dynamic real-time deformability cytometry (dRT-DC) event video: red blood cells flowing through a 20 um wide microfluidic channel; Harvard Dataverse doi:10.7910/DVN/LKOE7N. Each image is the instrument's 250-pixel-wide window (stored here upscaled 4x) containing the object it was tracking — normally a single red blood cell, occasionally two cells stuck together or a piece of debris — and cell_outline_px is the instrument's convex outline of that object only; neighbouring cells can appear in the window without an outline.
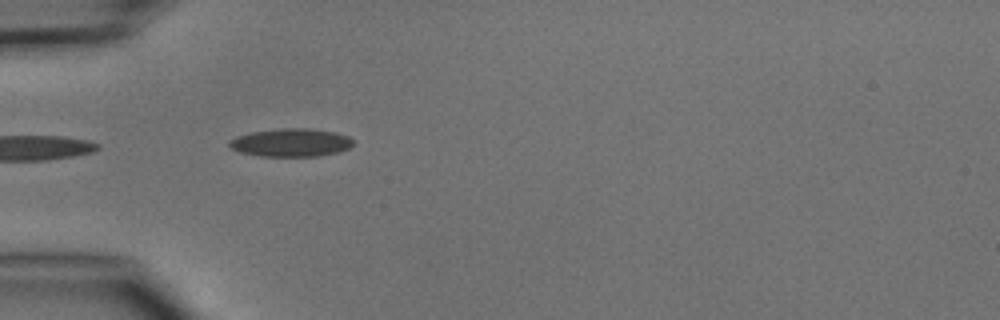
{"species": "common noctule bat (a hibernating species)", "species_latin": "Nyctalus noctula", "temperature_condition": "cold", "stored_images_in_passage": 3, "camera_frame_rate_fps": 3000, "um_per_image_px": 0.085, "animal": {"sex": "male", "body_mass_g": 15.6}, "frame": {"image": 1, "passage_image": 2, "time_ms": 2.0, "image_size_px": [1000, 320], "cell_outline_px": [[352, 144], [348, 148], [340, 152], [320, 156], [260, 156], [240, 152], [232, 148], [228, 144], [228, 140], [236, 136], [252, 132], [280, 128], [308, 128], [336, 132], [348, 136], [352, 140]], "centroid_in_image_um": [24.73, 12.12], "position_along_channel_um": 60.3, "area_um2": 20.35}}